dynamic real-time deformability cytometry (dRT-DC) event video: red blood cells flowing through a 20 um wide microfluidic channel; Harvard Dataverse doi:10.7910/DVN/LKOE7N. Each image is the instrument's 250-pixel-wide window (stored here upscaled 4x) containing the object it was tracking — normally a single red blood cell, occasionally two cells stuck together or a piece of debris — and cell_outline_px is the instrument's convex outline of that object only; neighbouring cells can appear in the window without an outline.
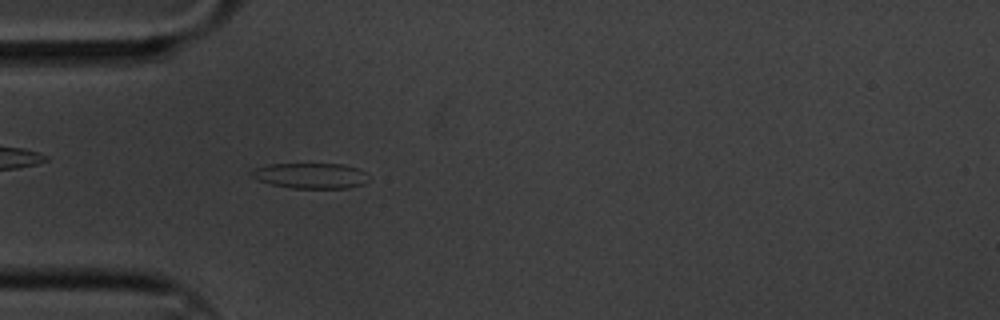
{"species": "common noctule bat (a hibernating species)", "species_latin": "Nyctalus noctula", "temperature_condition": "cold", "stored_images_in_passage": 6, "camera_frame_rate_fps": 3000, "um_per_image_px": 0.085, "animal": {"sex": "male", "body_mass_g": 20.1, "forearm_length_mm": 53.5}, "frame": {"image": 1, "passage_image": 6, "time_ms": 1.667, "image_size_px": [1000, 320], "cell_outline_px": [[368, 180], [364, 184], [348, 188], [292, 188], [272, 184], [260, 180], [252, 176], [248, 172], [256, 168], [268, 164], [344, 164], [356, 168], [364, 172]], "centroid_in_image_um": [26.4, 14.93], "position_along_channel_um": 58.6, "area_um2": 17.22}}